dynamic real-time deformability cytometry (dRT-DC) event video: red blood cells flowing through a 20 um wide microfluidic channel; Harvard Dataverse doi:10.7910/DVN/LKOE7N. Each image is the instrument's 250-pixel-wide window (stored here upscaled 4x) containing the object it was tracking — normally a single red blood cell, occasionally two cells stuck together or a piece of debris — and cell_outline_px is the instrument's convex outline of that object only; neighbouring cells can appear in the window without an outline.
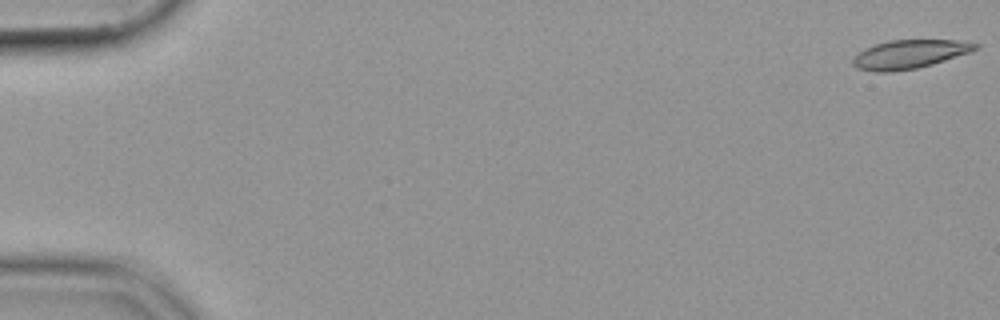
{"species": "common noctule bat (a hibernating species)", "species_latin": "Nyctalus noctula", "temperature_condition": "cold", "stored_images_in_passage": 31, "camera_frame_rate_fps": 3000, "um_per_image_px": 0.085, "animal": {"sex": "female", "body_mass_g": 19.9}, "frame": {"image": 1, "passage_image": 1, "time_ms": 0.0, "image_size_px": [1000, 320], "cell_outline_px": [[980, 48], [972, 52], [932, 64], [916, 68], [892, 72], [876, 72], [856, 68], [852, 64], [852, 60], [864, 48], [888, 40], [956, 40], [980, 44]], "centroid_in_image_um": [77.33, 4.61], "position_along_channel_um": 7.7, "area_um2": 20.52}}
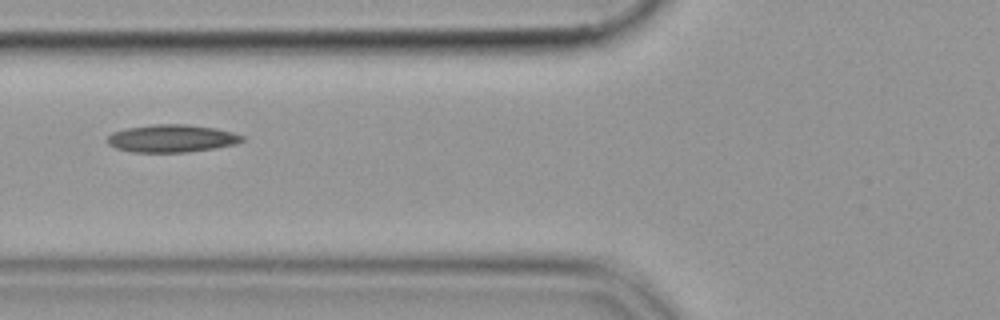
{"frame": {"image": 2, "passage_image": 22, "time_ms": 7.0, "image_size_px": [1000, 320], "cell_outline_px": [[244, 140], [236, 144], [216, 148], [188, 152], [132, 152], [116, 148], [108, 144], [108, 136], [112, 132], [124, 128], [152, 124], [184, 124], [216, 128], [232, 132], [244, 136]], "centroid_in_image_um": [14.6, 11.76], "position_along_channel_um": 111.2, "area_um2": 21.85}}
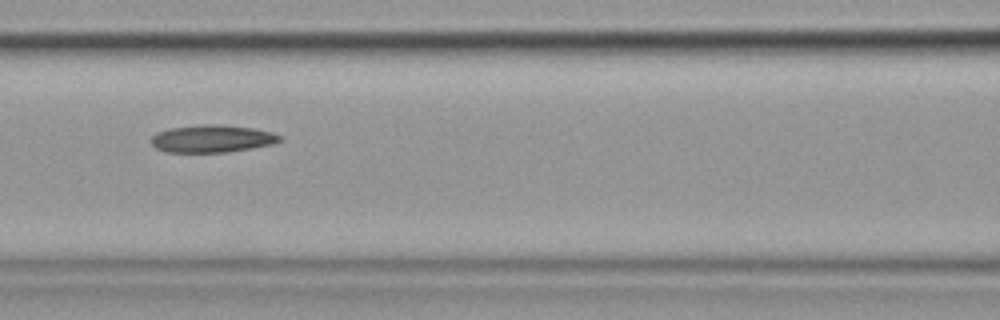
{"frame": {"image": 3, "passage_image": 25, "time_ms": 8.0, "image_size_px": [1000, 320], "cell_outline_px": [[284, 140], [272, 144], [252, 148], [228, 152], [164, 152], [156, 148], [148, 140], [156, 132], [168, 128], [200, 124], [220, 124], [252, 128], [272, 132], [284, 136]], "centroid_in_image_um": [18.02, 11.78], "position_along_channel_um": 148.6, "area_um2": 20.98}}